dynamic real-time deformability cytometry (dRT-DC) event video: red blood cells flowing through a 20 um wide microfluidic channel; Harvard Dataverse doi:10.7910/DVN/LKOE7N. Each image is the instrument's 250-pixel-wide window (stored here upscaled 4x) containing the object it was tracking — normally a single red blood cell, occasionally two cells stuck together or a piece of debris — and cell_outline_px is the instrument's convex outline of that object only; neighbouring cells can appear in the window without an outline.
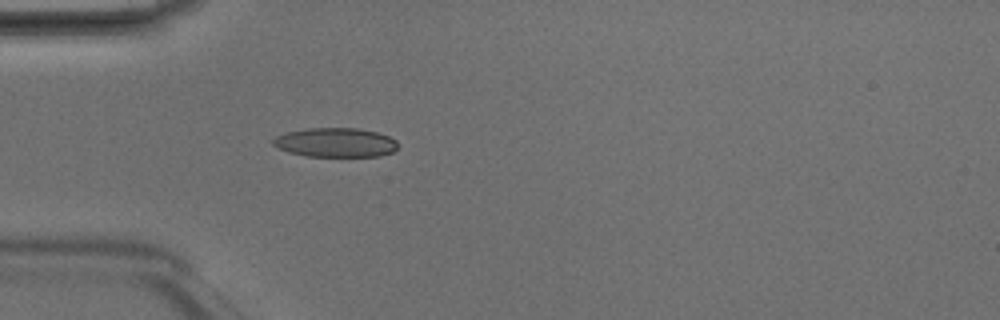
{"species": "Egyptian fruit bat (a non-hibernating species)", "species_latin": "Rousettus aegyptiacus", "temperature_condition": "room temperature", "stored_images_in_passage": 3, "camera_frame_rate_fps": 3000, "um_per_image_px": 0.085, "animal": {"sex": "male"}, "frame": {"image": 1, "passage_image": 3, "time_ms": 0.667, "image_size_px": [1000, 320], "cell_outline_px": [[396, 148], [392, 152], [380, 156], [304, 156], [288, 152], [276, 148], [272, 144], [272, 140], [276, 136], [288, 132], [308, 128], [356, 128], [376, 132], [388, 136], [396, 140]], "centroid_in_image_um": [28.48, 12.11], "position_along_channel_um": 56.5, "area_um2": 21.21}}